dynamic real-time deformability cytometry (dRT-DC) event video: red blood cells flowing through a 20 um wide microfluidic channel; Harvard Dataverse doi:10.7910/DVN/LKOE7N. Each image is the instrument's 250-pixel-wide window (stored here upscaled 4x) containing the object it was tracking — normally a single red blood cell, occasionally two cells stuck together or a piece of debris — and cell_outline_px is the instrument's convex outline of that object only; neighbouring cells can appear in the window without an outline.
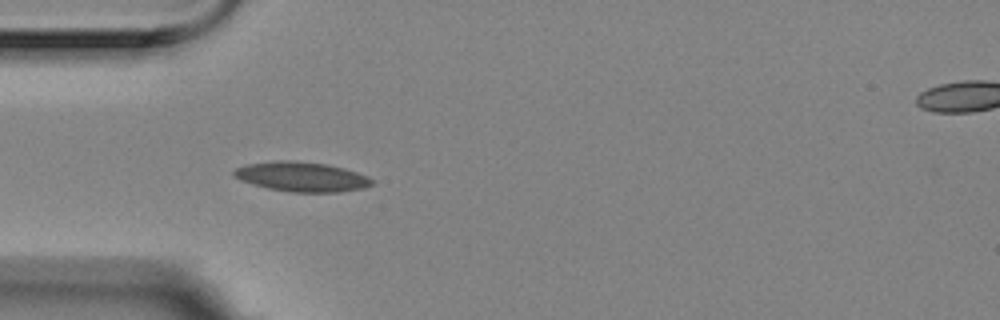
{"species": "Egyptian fruit bat (a non-hibernating species)", "species_latin": "Rousettus aegyptiacus", "temperature_condition": "room temperature", "stored_images_in_passage": 6, "segment_of_instrument_passage": [1, 2], "camera_frame_rate_fps": 3000, "um_per_image_px": 0.085, "animal": {"sex": "female"}, "frame": {"image": 1, "passage_image": 5, "time_ms": 1.333, "image_size_px": [1000, 320], "cell_outline_px": [[372, 184], [364, 188], [340, 192], [292, 192], [268, 188], [252, 184], [240, 180], [232, 176], [232, 172], [236, 168], [248, 164], [280, 160], [292, 160], [328, 164], [344, 168], [368, 176], [372, 180]], "centroid_in_image_um": [25.63, 15.02], "position_along_channel_um": 59.4, "area_um2": 23.87}}